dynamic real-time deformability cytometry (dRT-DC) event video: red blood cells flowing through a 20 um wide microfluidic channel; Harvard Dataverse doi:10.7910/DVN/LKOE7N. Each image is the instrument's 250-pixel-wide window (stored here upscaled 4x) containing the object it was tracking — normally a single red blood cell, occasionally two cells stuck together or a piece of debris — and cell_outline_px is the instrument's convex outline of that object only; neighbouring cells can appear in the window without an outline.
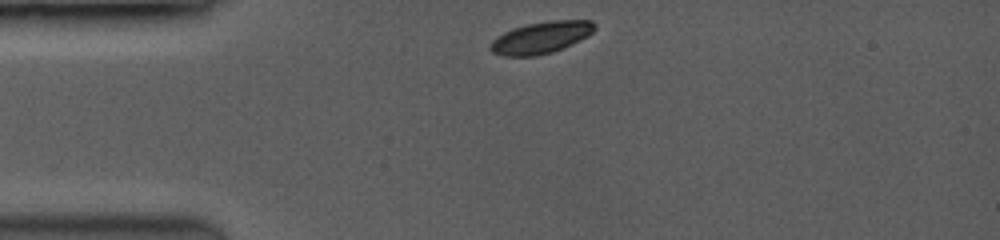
{"species": "common noctule bat (a hibernating species)", "species_latin": "Nyctalus noctula", "temperature_condition": "room temperature", "stored_images_in_passage": 42, "camera_frame_rate_fps": 3500, "um_per_image_px": 0.085, "animal": {"sex": "female", "body_mass_g": 19.0, "forearm_length_mm": 53.3}, "frame": {"image": 1, "passage_image": 1, "time_ms": 0.0, "image_size_px": [1000, 240], "cell_outline_px": [[596, 28], [588, 36], [552, 52], [536, 56], [504, 56], [492, 52], [488, 48], [492, 40], [504, 32], [512, 28], [528, 24], [548, 20], [592, 20], [596, 24]], "centroid_in_image_um": [45.98, 3.18], "position_along_channel_um": 39.0, "area_um2": 19.31}}
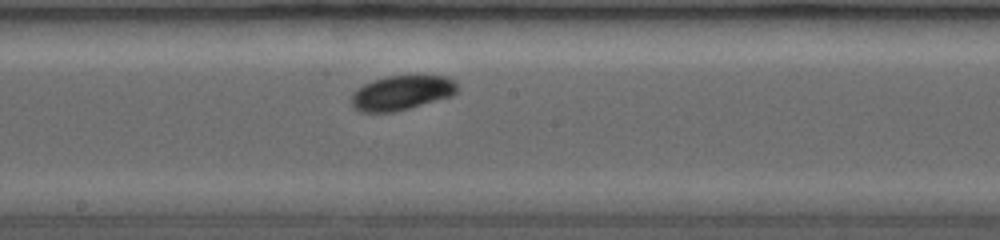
{"frame": {"image": 2, "passage_image": 22, "time_ms": 5.143, "image_size_px": [1000, 240], "cell_outline_px": [[456, 92], [448, 96], [408, 108], [392, 112], [364, 112], [356, 108], [352, 104], [352, 96], [356, 88], [372, 80], [388, 76], [416, 72], [448, 76], [456, 80]], "centroid_in_image_um": [34.17, 7.8], "position_along_channel_um": 214.0, "area_um2": 21.73}}
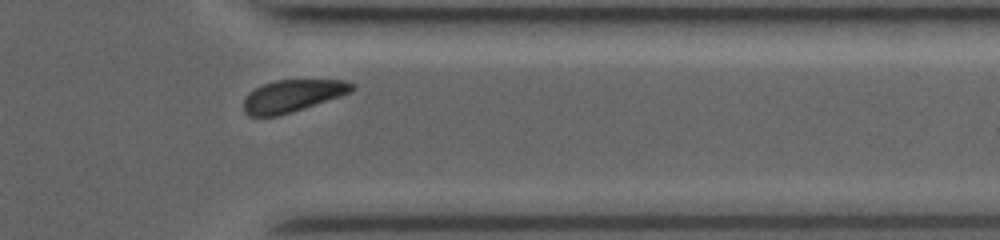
{"frame": {"image": 3, "passage_image": 38, "time_ms": 9.429, "image_size_px": [1000, 240], "cell_outline_px": [[352, 92], [276, 116], [248, 116], [244, 112], [244, 100], [248, 92], [264, 84], [276, 80], [344, 80], [352, 84]], "centroid_in_image_um": [24.8, 8.14], "position_along_channel_um": 386.6, "area_um2": 19.77}, "authors_computed_cell_mechanics": {"area_um2": 20.808, "velocity_mm_per_s": 3.9923, "shape_relaxation_time_tau1_ms": 1.7091, "shape_relaxation_time_tau2_ms": null, "deformation_change_tau1": 0.0777, "deformation_change_tau2": null}}